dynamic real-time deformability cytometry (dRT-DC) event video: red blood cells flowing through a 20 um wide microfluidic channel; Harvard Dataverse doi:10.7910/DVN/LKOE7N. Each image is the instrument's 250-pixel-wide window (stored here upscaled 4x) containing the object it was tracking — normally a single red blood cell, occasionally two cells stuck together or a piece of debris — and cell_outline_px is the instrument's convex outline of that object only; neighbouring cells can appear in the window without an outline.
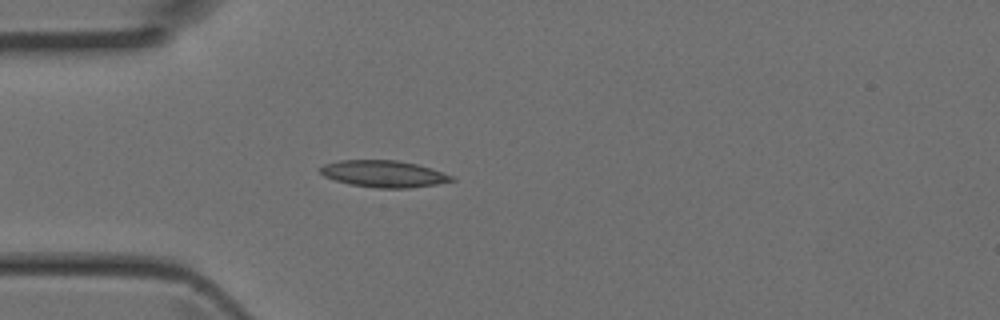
{"species": "Egyptian fruit bat (a non-hibernating species)", "species_latin": "Rousettus aegyptiacus", "temperature_condition": "room temperature", "stored_images_in_passage": 3, "camera_frame_rate_fps": 3000, "um_per_image_px": 0.085, "animal": {"sex": "female"}, "frame": {"image": 1, "passage_image": 3, "time_ms": 0.667, "image_size_px": [1000, 320], "cell_outline_px": [[456, 180], [436, 184], [408, 188], [376, 188], [348, 184], [324, 176], [320, 172], [320, 168], [324, 164], [340, 160], [396, 160], [416, 164], [432, 168], [452, 176]], "centroid_in_image_um": [32.61, 14.77], "position_along_channel_um": 52.4, "area_um2": 20.4}}